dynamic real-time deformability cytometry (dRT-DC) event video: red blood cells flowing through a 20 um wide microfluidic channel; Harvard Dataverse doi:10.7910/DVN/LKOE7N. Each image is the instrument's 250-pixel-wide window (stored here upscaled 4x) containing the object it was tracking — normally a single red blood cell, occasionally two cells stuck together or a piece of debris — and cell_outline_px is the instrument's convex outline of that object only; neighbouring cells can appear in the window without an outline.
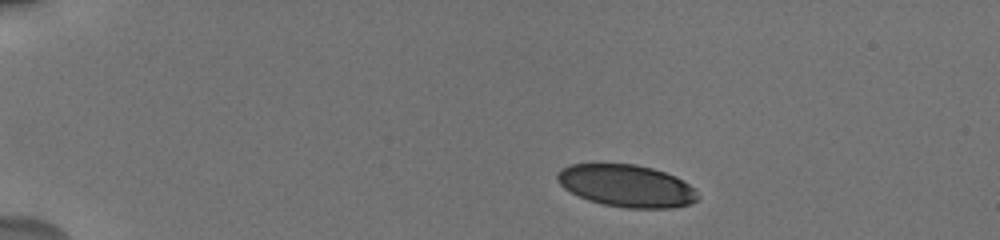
{"species": "human", "species_latin": "Homo sapiens", "temperature_condition": "cold", "stored_images_in_passage": 24, "camera_frame_rate_fps": 3000, "um_per_image_px": 0.085, "donor": {"sex": "male"}, "frame": {"image": 1, "passage_image": 1, "time_ms": 0.0, "image_size_px": [1000, 240], "cell_outline_px": [[700, 196], [696, 200], [688, 204], [672, 208], [624, 208], [604, 204], [588, 200], [564, 188], [556, 180], [556, 176], [564, 168], [572, 164], [636, 164], [652, 168], [676, 176], [696, 188]], "centroid_in_image_um": [53.3, 15.8], "position_along_channel_um": 31.7, "area_um2": 34.51}}
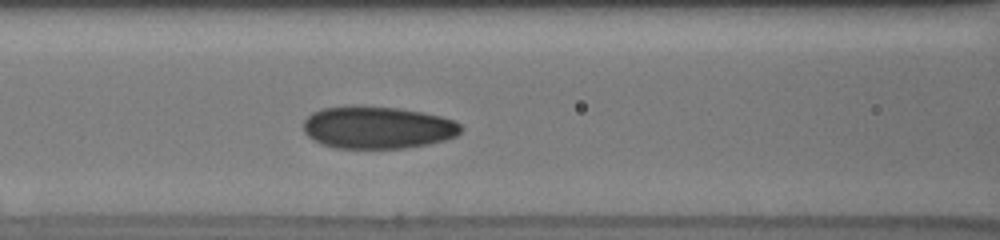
{"frame": {"image": 2, "passage_image": 13, "time_ms": 5.0, "image_size_px": [1000, 240], "cell_outline_px": [[464, 128], [456, 136], [444, 140], [428, 144], [404, 148], [332, 148], [320, 144], [312, 140], [304, 132], [304, 120], [312, 112], [320, 108], [352, 104], [400, 108], [424, 112], [456, 120]], "centroid_in_image_um": [32.07, 10.82], "position_along_channel_um": 134.5, "area_um2": 39.65}}
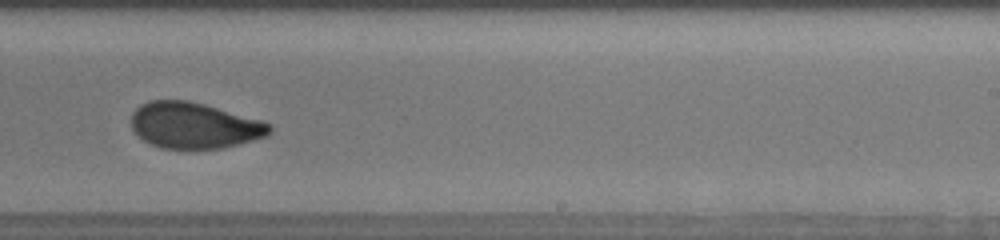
{"frame": {"image": 3, "passage_image": 21, "time_ms": 8.667, "image_size_px": [1000, 240], "cell_outline_px": [[272, 132], [268, 136], [224, 148], [160, 148], [144, 140], [132, 132], [132, 112], [140, 104], [148, 100], [188, 100], [204, 104], [260, 120], [272, 124]], "centroid_in_image_um": [16.5, 10.66], "position_along_channel_um": 272.5, "area_um2": 37.17}}